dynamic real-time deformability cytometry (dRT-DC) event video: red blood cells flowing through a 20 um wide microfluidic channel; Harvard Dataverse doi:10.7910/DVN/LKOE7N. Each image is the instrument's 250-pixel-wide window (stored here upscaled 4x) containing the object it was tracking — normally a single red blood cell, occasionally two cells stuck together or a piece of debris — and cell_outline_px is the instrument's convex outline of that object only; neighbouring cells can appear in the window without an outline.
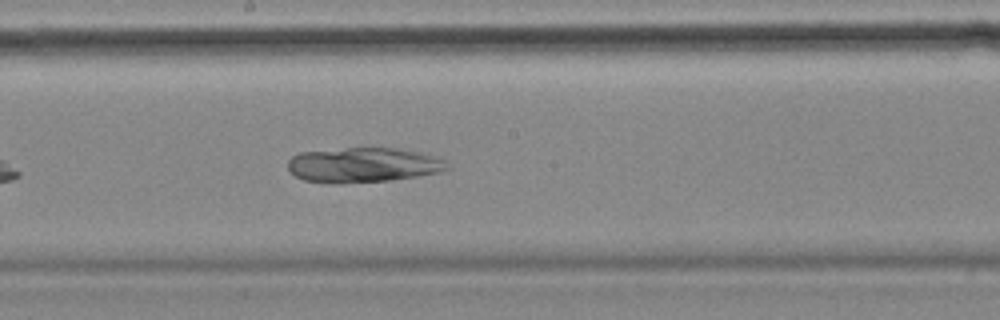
{"species": "common noctule bat (a hibernating species)", "species_latin": "Nyctalus noctula", "temperature_condition": "cold", "stored_images_in_passage": 39, "camera_frame_rate_fps": 3000, "um_per_image_px": 0.085, "animal": {"sex": "female", "body_mass_g": 18.4}, "frame": {"image": 1, "passage_image": 17, "time_ms": 5.333, "image_size_px": [1000, 320], "cell_outline_px": [[452, 168], [440, 172], [392, 180], [304, 180], [296, 176], [288, 168], [288, 160], [292, 156], [300, 152], [348, 148], [396, 148], [416, 152], [448, 160]], "centroid_in_image_um": [30.96, 13.97], "position_along_channel_um": 217.2, "area_um2": 31.15}}